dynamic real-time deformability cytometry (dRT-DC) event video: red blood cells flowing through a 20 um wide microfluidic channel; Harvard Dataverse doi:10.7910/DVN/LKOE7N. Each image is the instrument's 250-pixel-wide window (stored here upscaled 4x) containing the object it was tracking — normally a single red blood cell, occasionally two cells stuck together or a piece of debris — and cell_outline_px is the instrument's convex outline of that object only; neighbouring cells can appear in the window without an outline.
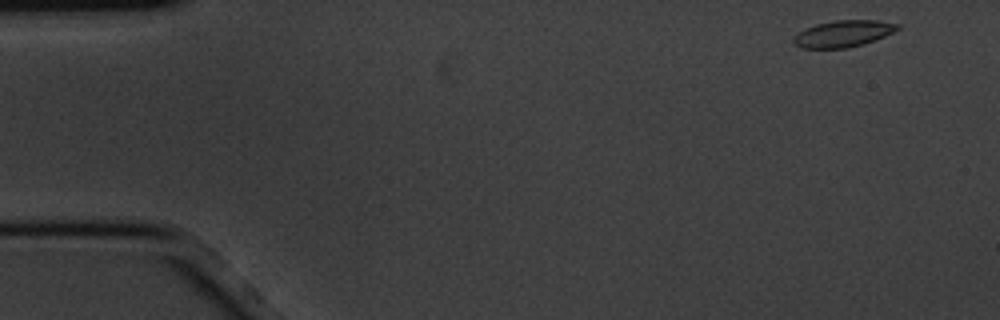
{"species": "common noctule bat (a hibernating species)", "species_latin": "Nyctalus noctula", "temperature_condition": "cold", "stored_images_in_passage": 6, "segment_of_instrument_passage": [1, 2], "camera_frame_rate_fps": 3000, "um_per_image_px": 0.085, "animal": {"sex": "male", "body_mass_g": 20.1, "forearm_length_mm": 53.5}, "frame": {"image": 1, "passage_image": 1, "time_ms": 0.0, "image_size_px": [1000, 320], "cell_outline_px": [[900, 28], [884, 36], [864, 44], [844, 48], [800, 48], [792, 44], [792, 36], [804, 28], [816, 24], [836, 20], [876, 20], [900, 24]], "centroid_in_image_um": [71.61, 2.86], "position_along_channel_um": 13.4, "area_um2": 16.24}}
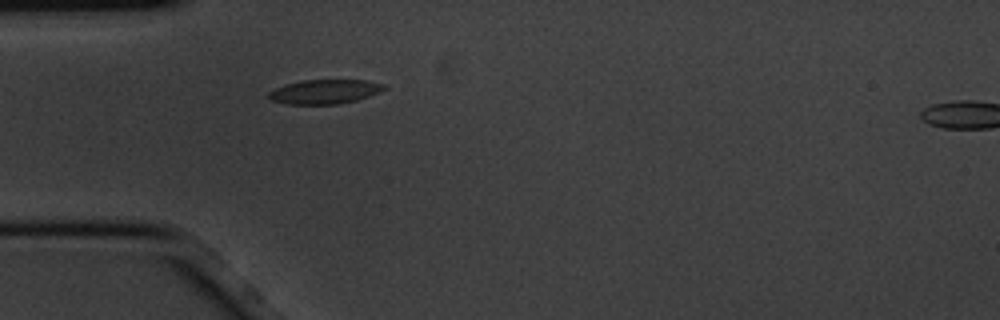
{"frame": {"image": 2, "passage_image": 5, "time_ms": 1.333, "image_size_px": [1000, 320], "cell_outline_px": [[388, 88], [380, 92], [356, 100], [336, 104], [288, 104], [268, 100], [268, 92], [284, 84], [300, 80], [368, 80], [384, 84]], "centroid_in_image_um": [27.58, 7.78], "position_along_channel_um": 57.4, "area_um2": 16.47}}